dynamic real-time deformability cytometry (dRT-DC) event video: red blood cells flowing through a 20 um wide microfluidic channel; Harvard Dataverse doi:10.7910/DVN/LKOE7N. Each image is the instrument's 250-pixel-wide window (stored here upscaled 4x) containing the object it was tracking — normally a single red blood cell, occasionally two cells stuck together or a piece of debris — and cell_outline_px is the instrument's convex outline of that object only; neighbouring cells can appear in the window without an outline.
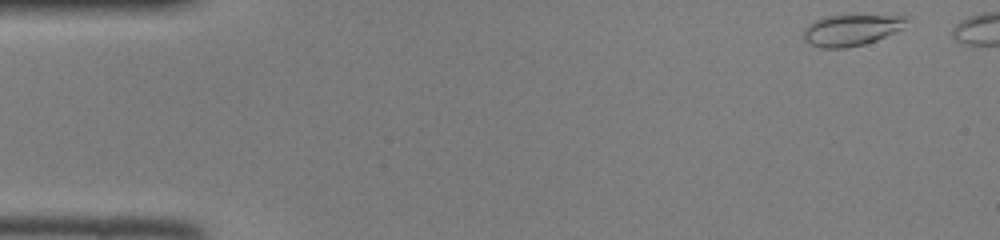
{"species": "common noctule bat (a hibernating species)", "species_latin": "Nyctalus noctula", "temperature_condition": "room temperature", "stored_images_in_passage": 39, "camera_frame_rate_fps": 3000, "um_per_image_px": 0.085, "animal": {"sex": "female", "body_mass_g": 22.0, "forearm_length_mm": 56.7}, "frame": {"image": 1, "passage_image": 1, "time_ms": 0.0, "image_size_px": [1000, 240], "cell_outline_px": [[908, 20], [904, 28], [876, 40], [864, 44], [844, 48], [820, 48], [804, 40], [804, 28], [808, 24], [824, 16], [908, 16]], "centroid_in_image_um": [72.35, 2.56], "position_along_channel_um": 12.6, "area_um2": 18.5}}
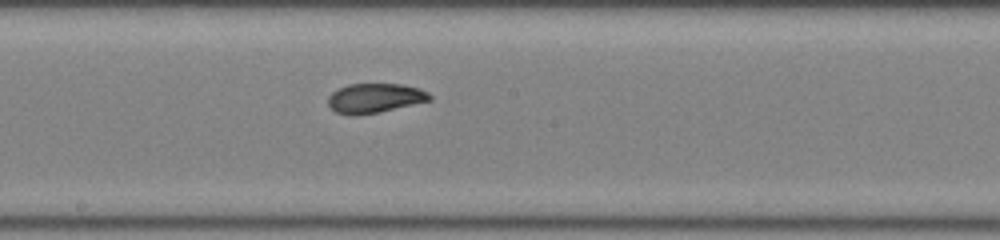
{"frame": {"image": 2, "passage_image": 23, "time_ms": 7.333, "image_size_px": [1000, 240], "cell_outline_px": [[432, 100], [380, 112], [336, 112], [328, 104], [328, 96], [332, 92], [348, 84], [404, 84], [420, 88], [428, 92], [432, 96]], "centroid_in_image_um": [31.95, 8.29], "position_along_channel_um": 216.3, "area_um2": 16.94}}
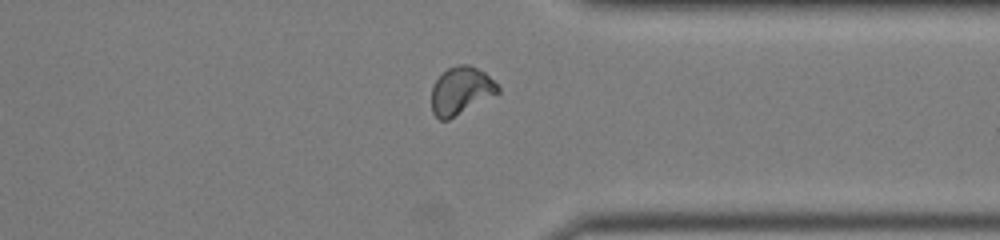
{"frame": {"image": 3, "passage_image": 34, "time_ms": 11.0, "image_size_px": [1000, 240], "cell_outline_px": [[500, 92], [448, 120], [440, 120], [432, 112], [432, 88], [436, 80], [448, 68], [460, 64], [468, 64], [484, 72], [500, 88]], "centroid_in_image_um": [39.17, 7.72], "position_along_channel_um": 372.2, "area_um2": 18.09}}